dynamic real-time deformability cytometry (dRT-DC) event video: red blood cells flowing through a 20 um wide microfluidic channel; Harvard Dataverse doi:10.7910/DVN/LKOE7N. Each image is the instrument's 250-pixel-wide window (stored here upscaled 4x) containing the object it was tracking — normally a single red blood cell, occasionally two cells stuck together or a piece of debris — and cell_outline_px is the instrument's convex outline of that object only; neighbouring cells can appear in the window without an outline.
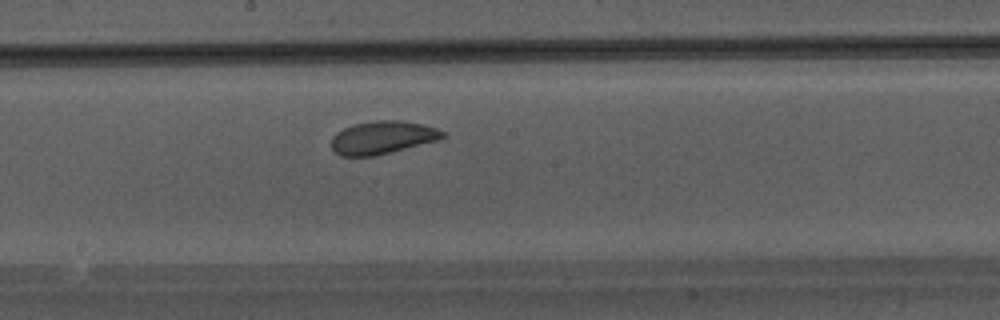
{"species": "Egyptian fruit bat (a non-hibernating species)", "species_latin": "Rousettus aegyptiacus", "temperature_condition": "warm", "stored_images_in_passage": 29, "camera_frame_rate_fps": 3000, "um_per_image_px": 0.085, "animal": {"sex": "male"}, "frame": {"image": 1, "passage_image": 13, "time_ms": 4.0, "image_size_px": [1000, 320], "cell_outline_px": [[444, 136], [440, 140], [376, 156], [340, 156], [332, 148], [332, 136], [336, 132], [352, 124], [376, 120], [400, 120], [420, 124], [436, 128], [444, 132]], "centroid_in_image_um": [32.5, 11.69], "position_along_channel_um": 215.7, "area_um2": 21.44}}